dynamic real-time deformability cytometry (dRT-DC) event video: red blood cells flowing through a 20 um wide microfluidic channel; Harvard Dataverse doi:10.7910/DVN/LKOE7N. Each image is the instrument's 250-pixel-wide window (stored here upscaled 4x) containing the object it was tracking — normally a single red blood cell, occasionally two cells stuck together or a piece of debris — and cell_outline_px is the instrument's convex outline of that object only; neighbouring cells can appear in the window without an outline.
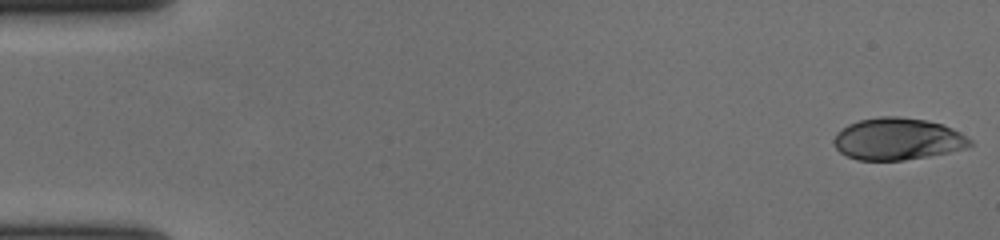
{"species": "human", "species_latin": "Homo sapiens", "temperature_condition": "cold", "stored_images_in_passage": 56, "camera_frame_rate_fps": 3000, "um_per_image_px": 0.085, "donor": {"sex": "female"}, "frame": {"image": 1, "passage_image": 1, "time_ms": 0.0, "image_size_px": [1000, 240], "cell_outline_px": [[972, 144], [964, 148], [948, 152], [928, 156], [904, 160], [856, 160], [840, 152], [836, 148], [832, 140], [836, 132], [848, 124], [860, 120], [880, 116], [900, 116], [928, 120], [944, 124], [960, 132], [972, 140]], "centroid_in_image_um": [76.28, 11.8], "position_along_channel_um": 8.7, "area_um2": 33.47}}
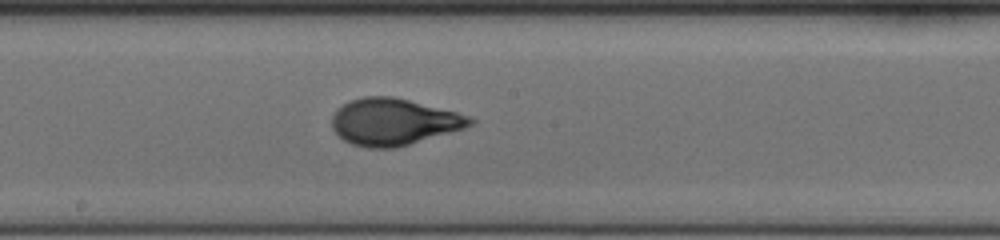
{"frame": {"image": 2, "passage_image": 31, "time_ms": 10.0, "image_size_px": [1000, 240], "cell_outline_px": [[476, 120], [472, 124], [464, 128], [396, 148], [368, 148], [352, 144], [344, 140], [332, 128], [332, 116], [348, 100], [364, 96], [392, 96], [456, 112], [468, 116]], "centroid_in_image_um": [33.44, 10.36], "position_along_channel_um": 214.8, "area_um2": 37.22}}
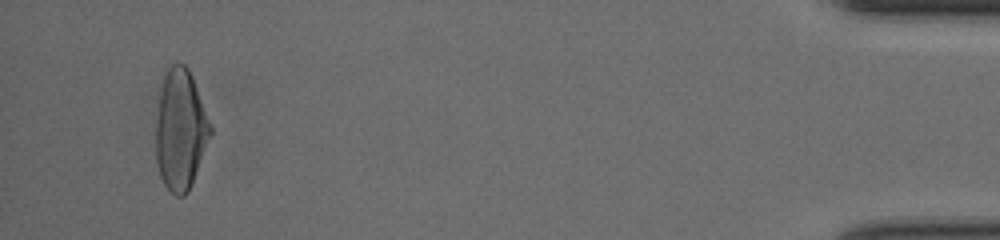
{"frame": {"image": 3, "passage_image": 54, "time_ms": 17.667, "image_size_px": [1000, 240], "cell_outline_px": [[212, 132], [188, 192], [184, 196], [176, 196], [164, 184], [160, 176], [156, 164], [156, 120], [160, 96], [164, 76], [168, 68], [172, 64], [184, 64], [188, 68], [212, 128]], "centroid_in_image_um": [15.32, 11.07], "position_along_channel_um": 419.9, "area_um2": 37.57}, "authors_computed_cell_mechanics": {"area_um2": 36.1539, "velocity_mm_per_s": 3.6885, "shape_relaxation_time_tau1_ms": 4.9071, "shape_relaxation_time_tau2_ms": null, "deformation_change_tau1": 0.2162, "deformation_change_tau2": null}}